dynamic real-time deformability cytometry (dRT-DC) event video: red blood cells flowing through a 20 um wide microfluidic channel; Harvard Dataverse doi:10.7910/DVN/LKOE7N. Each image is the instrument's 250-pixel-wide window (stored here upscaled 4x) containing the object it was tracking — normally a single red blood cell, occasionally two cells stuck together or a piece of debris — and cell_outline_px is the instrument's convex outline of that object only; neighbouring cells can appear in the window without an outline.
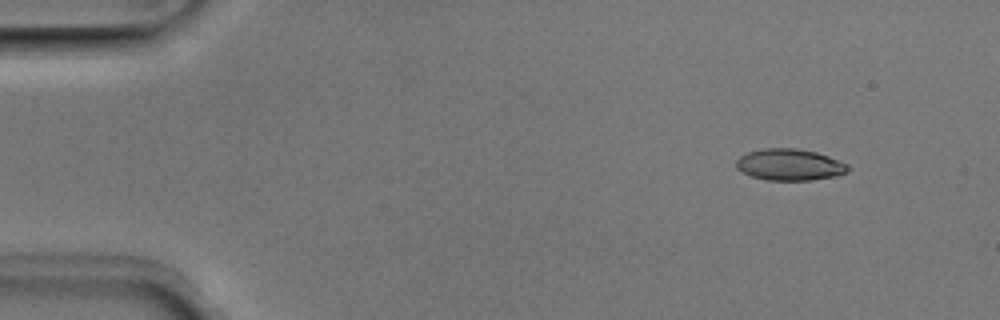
{"species": "Egyptian fruit bat (a non-hibernating species)", "species_latin": "Rousettus aegyptiacus", "temperature_condition": "room temperature", "stored_images_in_passage": 5, "camera_frame_rate_fps": 3000, "um_per_image_px": 0.085, "animal": {"sex": "male"}, "frame": {"image": 1, "passage_image": 2, "time_ms": 0.333, "image_size_px": [1000, 320], "cell_outline_px": [[848, 172], [836, 176], [812, 180], [768, 180], [752, 176], [736, 168], [736, 160], [740, 156], [748, 152], [764, 148], [796, 148], [816, 152], [828, 156], [848, 164]], "centroid_in_image_um": [67.13, 13.99], "position_along_channel_um": 17.9, "area_um2": 20.46}}